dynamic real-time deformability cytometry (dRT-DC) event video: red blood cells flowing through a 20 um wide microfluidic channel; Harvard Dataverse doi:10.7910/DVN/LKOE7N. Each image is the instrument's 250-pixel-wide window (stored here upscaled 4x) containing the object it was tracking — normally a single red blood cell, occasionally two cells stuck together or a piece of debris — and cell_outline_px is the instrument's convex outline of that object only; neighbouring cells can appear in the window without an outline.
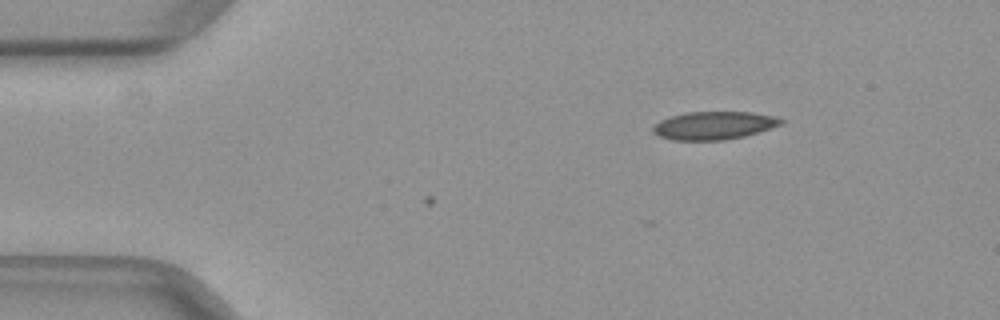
{"species": "common noctule bat (a hibernating species)", "species_latin": "Nyctalus noctula", "temperature_condition": "warm", "stored_images_in_passage": 2, "camera_frame_rate_fps": 3000, "um_per_image_px": 0.085, "animal": {"sex": "female", "body_mass_g": 29.2, "forearm_length_mm": 56.3}, "frame": {"image": 1, "passage_image": 2, "time_ms": 0.333, "image_size_px": [1000, 320], "cell_outline_px": [[784, 124], [744, 136], [724, 140], [672, 140], [660, 136], [652, 132], [652, 128], [660, 120], [672, 116], [688, 112], [752, 112], [776, 116], [784, 120]], "centroid_in_image_um": [60.71, 10.66], "position_along_channel_um": 24.3, "area_um2": 20.87}}